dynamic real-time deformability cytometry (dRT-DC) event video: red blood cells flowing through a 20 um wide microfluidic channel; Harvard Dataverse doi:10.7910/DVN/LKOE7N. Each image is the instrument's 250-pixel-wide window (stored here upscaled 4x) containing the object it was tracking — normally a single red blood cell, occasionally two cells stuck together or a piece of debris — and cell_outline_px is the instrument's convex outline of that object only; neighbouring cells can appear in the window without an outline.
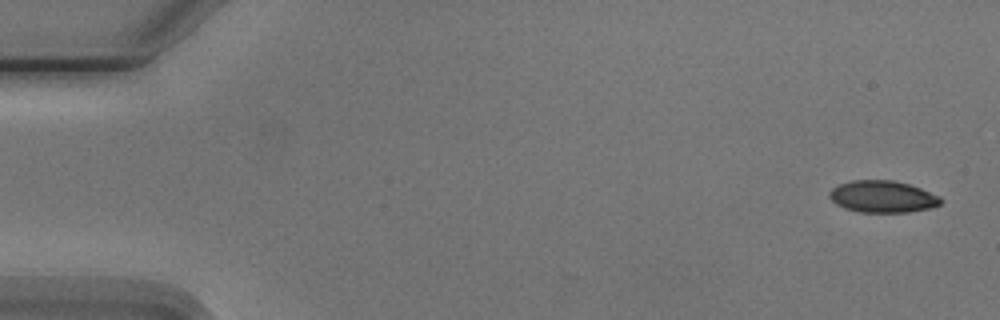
{"species": "Egyptian fruit bat (a non-hibernating species)", "species_latin": "Rousettus aegyptiacus", "temperature_condition": "cold", "stored_images_in_passage": 6, "camera_frame_rate_fps": 3000, "um_per_image_px": 0.085, "animal": {"sex": "male"}, "frame": {"image": 1, "passage_image": 1, "time_ms": 0.0, "image_size_px": [1000, 320], "cell_outline_px": [[944, 200], [940, 204], [928, 208], [908, 212], [860, 212], [844, 208], [836, 204], [828, 196], [828, 192], [832, 188], [840, 184], [852, 180], [892, 180], [908, 184], [920, 188], [940, 196]], "centroid_in_image_um": [75.0, 16.71], "position_along_channel_um": 10.0, "area_um2": 20.63}}
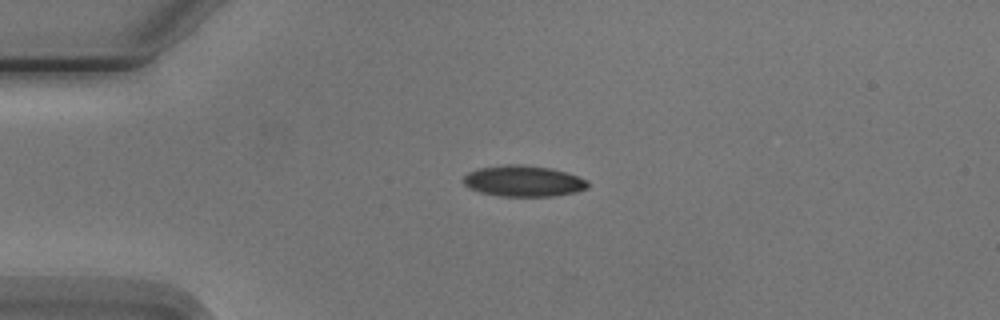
{"frame": {"image": 2, "passage_image": 4, "time_ms": 3.667, "image_size_px": [1000, 320], "cell_outline_px": [[588, 188], [576, 192], [552, 196], [500, 196], [480, 192], [464, 184], [460, 180], [468, 172], [476, 168], [504, 164], [524, 164], [552, 168], [588, 180]], "centroid_in_image_um": [44.46, 15.37], "position_along_channel_um": 40.5, "area_um2": 22.66}}
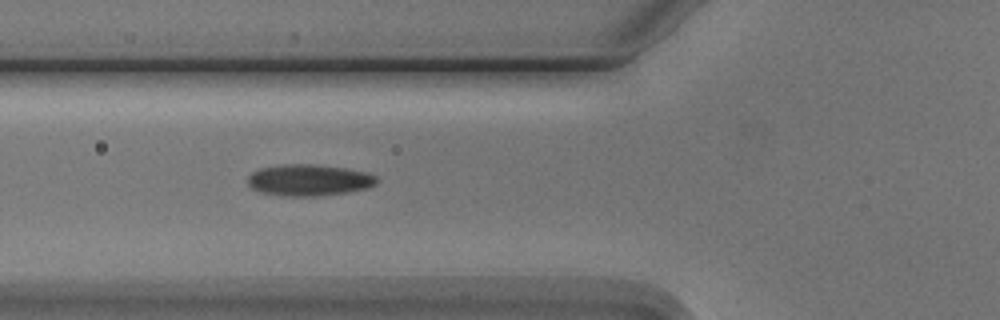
{"frame": {"image": 3, "passage_image": 6, "time_ms": 6.0, "image_size_px": [1000, 320], "cell_outline_px": [[376, 184], [368, 188], [348, 192], [320, 196], [284, 196], [260, 192], [252, 188], [248, 184], [248, 176], [252, 172], [260, 168], [284, 164], [312, 164], [348, 168], [368, 172], [376, 176]], "centroid_in_image_um": [26.27, 15.31], "position_along_channel_um": 99.5, "area_um2": 23.81}}